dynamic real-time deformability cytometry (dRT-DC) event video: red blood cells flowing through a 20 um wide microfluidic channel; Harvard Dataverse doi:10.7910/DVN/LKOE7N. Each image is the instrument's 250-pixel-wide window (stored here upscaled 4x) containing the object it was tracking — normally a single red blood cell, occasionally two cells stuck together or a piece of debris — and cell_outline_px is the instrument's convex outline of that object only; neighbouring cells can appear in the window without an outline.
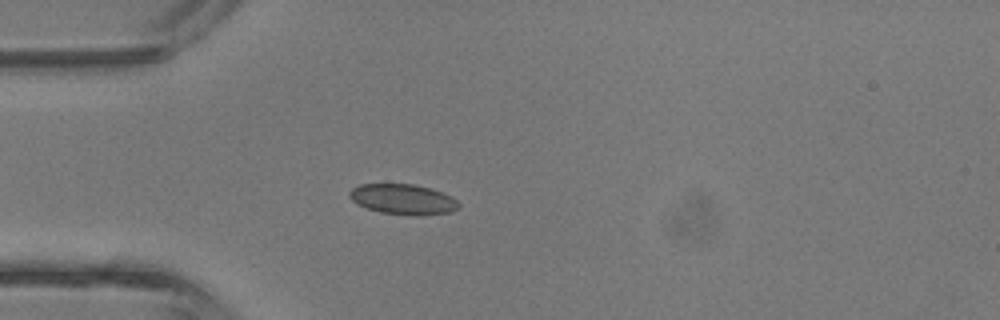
{"species": "common noctule bat (a hibernating species)", "species_latin": "Nyctalus noctula", "temperature_condition": "room temperature", "stored_images_in_passage": 32, "camera_frame_rate_fps": 3000, "um_per_image_px": 0.085, "animal": {"sex": "male", "body_mass_g": 13.3}, "frame": {"image": 1, "passage_image": 1, "time_ms": 0.0, "image_size_px": [1000, 320], "cell_outline_px": [[460, 208], [452, 212], [420, 216], [412, 216], [380, 212], [356, 204], [348, 196], [348, 192], [352, 188], [360, 184], [412, 184], [432, 188], [452, 196], [460, 204]], "centroid_in_image_um": [34.28, 16.95], "position_along_channel_um": 50.7, "area_um2": 19.65}}
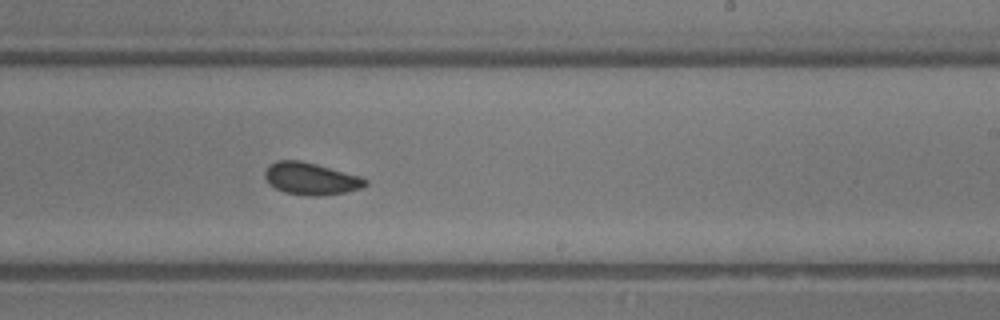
{"frame": {"image": 2, "passage_image": 15, "time_ms": 4.667, "image_size_px": [1000, 320], "cell_outline_px": [[368, 184], [364, 188], [344, 192], [320, 196], [308, 196], [284, 192], [276, 188], [264, 176], [264, 172], [276, 160], [300, 160], [316, 164], [360, 176], [368, 180]], "centroid_in_image_um": [26.47, 15.19], "position_along_channel_um": 262.5, "area_um2": 18.67}}
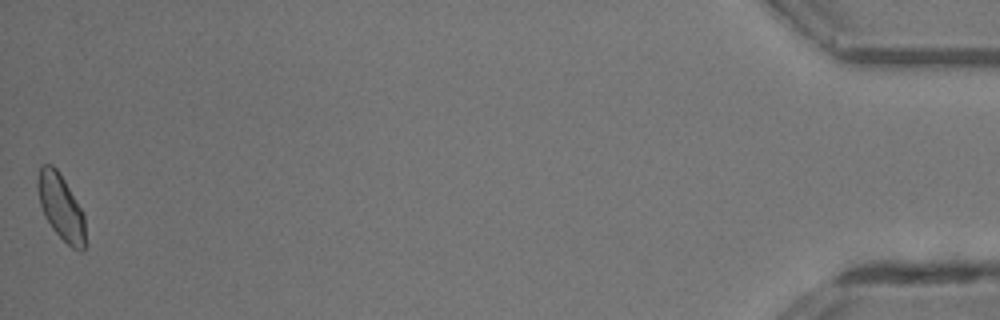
{"frame": {"image": 3, "passage_image": 32, "time_ms": 10.333, "image_size_px": [1000, 320], "cell_outline_px": [[88, 244], [80, 252], [72, 248], [52, 228], [44, 216], [40, 204], [36, 188], [36, 180], [40, 164], [52, 164], [60, 172], [84, 212]], "centroid_in_image_um": [5.21, 17.61], "position_along_channel_um": 430.0, "area_um2": 18.96}, "authors_computed_cell_mechanics": {"area_um2": 18.6405, "velocity_mm_per_s": 4.7594, "shape_relaxation_time_tau1_ms": 2.8528, "shape_relaxation_time_tau2_ms": 1.227, "deformation_change_tau1": 0.0672, "deformation_change_tau2": 0.0628}}